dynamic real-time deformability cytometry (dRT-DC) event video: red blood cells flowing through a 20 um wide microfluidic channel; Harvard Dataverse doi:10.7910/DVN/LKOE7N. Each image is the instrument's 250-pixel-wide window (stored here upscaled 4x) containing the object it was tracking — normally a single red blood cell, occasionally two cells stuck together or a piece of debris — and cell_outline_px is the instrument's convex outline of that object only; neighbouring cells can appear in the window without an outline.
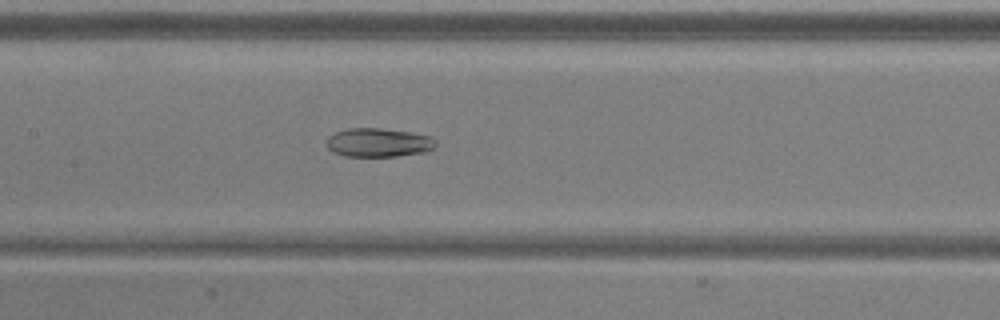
{"species": "common noctule bat (a hibernating species)", "species_latin": "Nyctalus noctula", "temperature_condition": "warm", "stored_images_in_passage": 53, "camera_frame_rate_fps": 3000, "um_per_image_px": 0.085, "animal": {"sex": "male", "body_mass_g": 20.5, "forearm_length_mm": 52.5}, "frame": {"image": 1, "passage_image": 26, "time_ms": 8.333, "image_size_px": [1000, 320], "cell_outline_px": [[436, 148], [424, 152], [396, 156], [344, 156], [332, 152], [328, 148], [328, 136], [336, 132], [348, 128], [380, 128], [412, 132], [432, 136], [436, 140]], "centroid_in_image_um": [32.21, 12.11], "position_along_channel_um": 175.2, "area_um2": 18.44}}
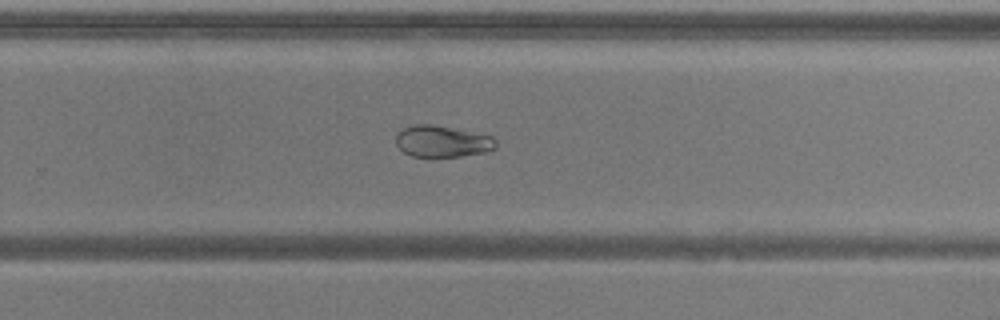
{"frame": {"image": 2, "passage_image": 35, "time_ms": 11.333, "image_size_px": [1000, 320], "cell_outline_px": [[496, 148], [484, 152], [460, 156], [412, 156], [404, 152], [396, 144], [396, 132], [404, 128], [416, 124], [432, 124], [492, 136], [496, 140]], "centroid_in_image_um": [37.57, 12.01], "position_along_channel_um": 292.2, "area_um2": 18.15}}
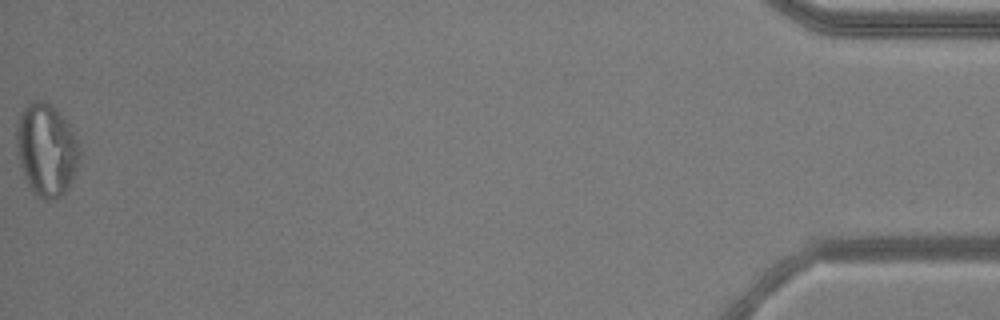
{"frame": {"image": 3, "passage_image": 53, "time_ms": 17.333, "image_size_px": [1000, 320], "cell_outline_px": [[80, 156], [76, 168], [68, 188], [56, 200], [44, 200], [36, 196], [32, 192], [24, 176], [16, 152], [16, 128], [20, 112], [28, 104], [36, 100], [44, 100], [52, 104], [68, 124], [80, 148]], "centroid_in_image_um": [3.92, 12.74], "position_along_channel_um": 431.3, "area_um2": 34.04}, "authors_computed_cell_mechanics": {"area_um2": 26.9348, "velocity_mm_per_s": 3.9141, "shape_relaxation_time_tau1_ms": null, "shape_relaxation_time_tau2_ms": 1.8436, "deformation_change_tau1": null, "deformation_change_tau2": 0.0563}}